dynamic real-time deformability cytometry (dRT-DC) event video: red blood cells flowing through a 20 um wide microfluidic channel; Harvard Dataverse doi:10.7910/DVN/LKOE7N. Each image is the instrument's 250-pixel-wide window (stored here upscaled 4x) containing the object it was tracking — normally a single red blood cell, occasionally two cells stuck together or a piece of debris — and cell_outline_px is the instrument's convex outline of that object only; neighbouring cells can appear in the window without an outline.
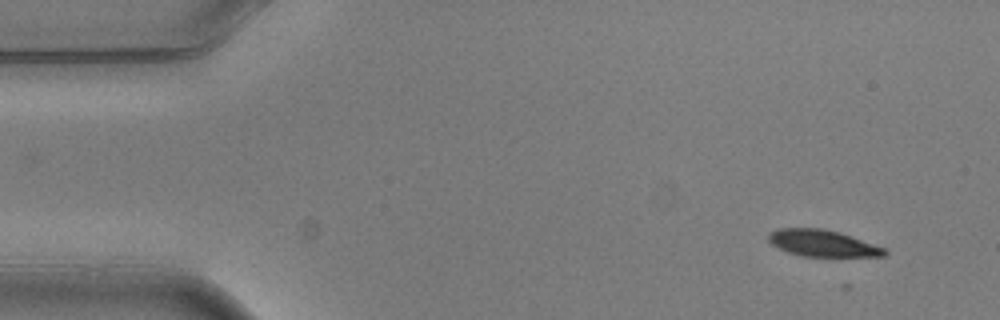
{"species": "common noctule bat (a hibernating species)", "species_latin": "Nyctalus noctula", "temperature_condition": "warm", "stored_images_in_passage": 4, "camera_frame_rate_fps": 3000, "um_per_image_px": 0.085, "animal": {"sex": "male", "body_mass_g": 20.5, "forearm_length_mm": 52.5}, "frame": {"image": 1, "passage_image": 1, "time_ms": 0.0, "image_size_px": [1000, 320], "cell_outline_px": [[888, 252], [884, 256], [800, 256], [788, 252], [772, 244], [768, 240], [768, 232], [776, 228], [820, 228], [840, 232], [884, 248]], "centroid_in_image_um": [69.87, 20.66], "position_along_channel_um": 15.1, "area_um2": 17.86}}
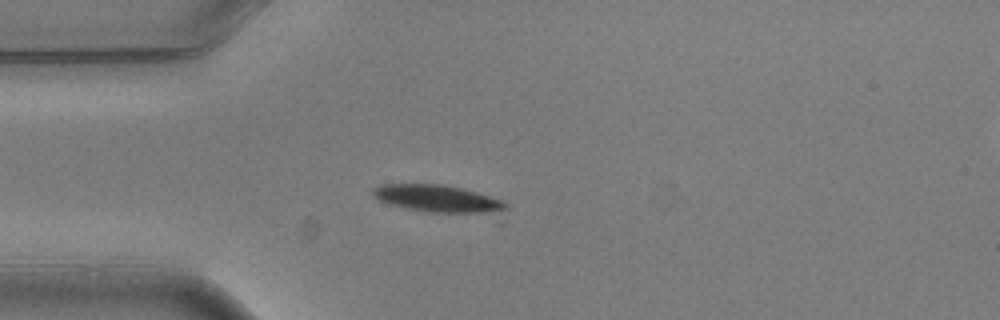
{"frame": {"image": 2, "passage_image": 3, "time_ms": 0.667, "image_size_px": [1000, 320], "cell_outline_px": [[508, 204], [504, 208], [496, 212], [428, 212], [408, 208], [392, 204], [380, 200], [372, 196], [372, 188], [380, 184], [444, 184], [476, 192], [504, 200]], "centroid_in_image_um": [37.16, 16.85], "position_along_channel_um": 47.8, "area_um2": 20.58}}